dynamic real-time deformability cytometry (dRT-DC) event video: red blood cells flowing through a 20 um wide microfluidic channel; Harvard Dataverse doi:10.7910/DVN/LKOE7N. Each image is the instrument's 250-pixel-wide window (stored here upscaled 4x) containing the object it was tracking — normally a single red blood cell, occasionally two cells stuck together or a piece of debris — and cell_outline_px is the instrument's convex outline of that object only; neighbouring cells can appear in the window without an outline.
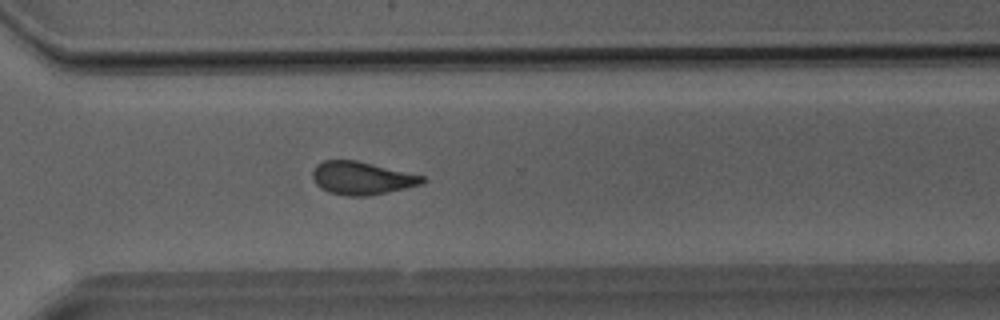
{"species": "Egyptian fruit bat (a non-hibernating species)", "species_latin": "Rousettus aegyptiacus", "temperature_condition": "room temperature", "stored_images_in_passage": 33, "camera_frame_rate_fps": 3000, "um_per_image_px": 0.085, "animal": {"sex": "male"}, "frame": {"image": 1, "passage_image": 22, "time_ms": 7.0, "image_size_px": [1000, 320], "cell_outline_px": [[424, 184], [388, 192], [368, 196], [348, 196], [328, 192], [320, 188], [316, 184], [312, 176], [312, 172], [316, 164], [324, 160], [356, 160], [424, 176]], "centroid_in_image_um": [30.73, 15.14], "position_along_channel_um": 339.9, "area_um2": 21.1}}
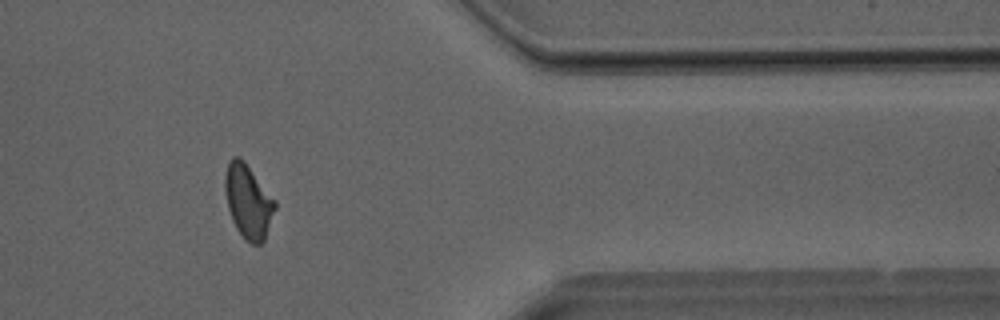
{"frame": {"image": 2, "passage_image": 26, "time_ms": 8.333, "image_size_px": [1000, 320], "cell_outline_px": [[276, 208], [264, 240], [260, 244], [252, 244], [244, 240], [236, 228], [232, 220], [228, 208], [224, 188], [224, 176], [228, 160], [232, 156], [240, 156], [244, 160], [276, 200]], "centroid_in_image_um": [21.08, 17.09], "position_along_channel_um": 390.3, "area_um2": 21.79}}
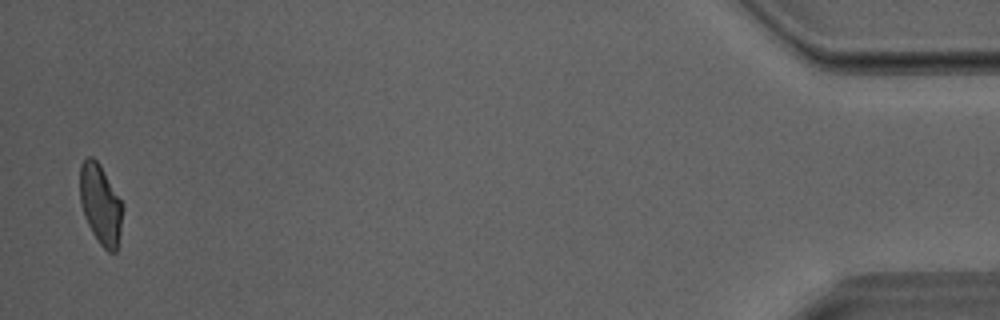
{"frame": {"image": 3, "passage_image": 32, "time_ms": 10.333, "image_size_px": [1000, 320], "cell_outline_px": [[124, 204], [120, 232], [116, 252], [108, 252], [100, 244], [92, 232], [84, 216], [80, 204], [80, 164], [88, 156], [92, 156], [100, 164]], "centroid_in_image_um": [8.55, 17.35], "position_along_channel_um": 426.7, "area_um2": 20.06}}